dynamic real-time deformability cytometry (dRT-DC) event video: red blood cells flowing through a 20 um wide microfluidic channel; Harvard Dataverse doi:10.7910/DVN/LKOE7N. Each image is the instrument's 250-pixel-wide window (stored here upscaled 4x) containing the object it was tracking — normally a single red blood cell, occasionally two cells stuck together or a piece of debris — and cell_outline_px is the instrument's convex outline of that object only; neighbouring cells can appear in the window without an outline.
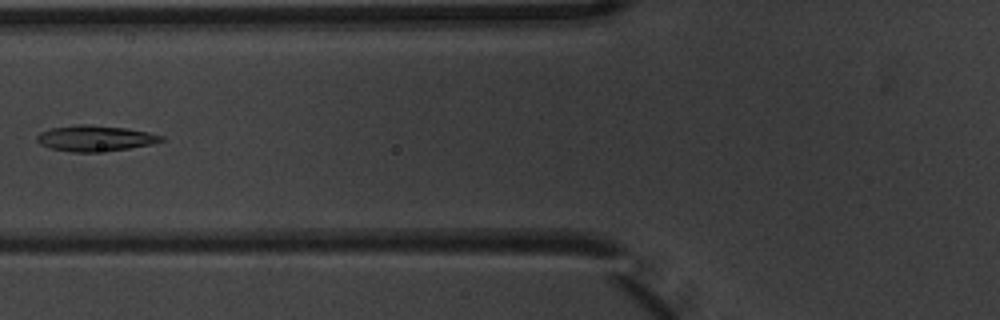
{"species": "common noctule bat (a hibernating species)", "species_latin": "Nyctalus noctula", "temperature_condition": "warm", "stored_images_in_passage": 5, "camera_frame_rate_fps": 3000, "um_per_image_px": 0.085, "animal": {"sex": "male", "body_mass_g": 20.1, "forearm_length_mm": 53.5}, "frame": {"image": 1, "passage_image": 4, "time_ms": 1.0, "image_size_px": [1000, 320], "cell_outline_px": [[164, 140], [152, 144], [128, 148], [92, 152], [72, 152], [52, 148], [40, 144], [36, 140], [36, 136], [40, 132], [52, 128], [76, 124], [88, 124], [128, 128], [148, 132], [164, 136]], "centroid_in_image_um": [8.08, 11.74], "position_along_channel_um": 117.7, "area_um2": 18.61}}
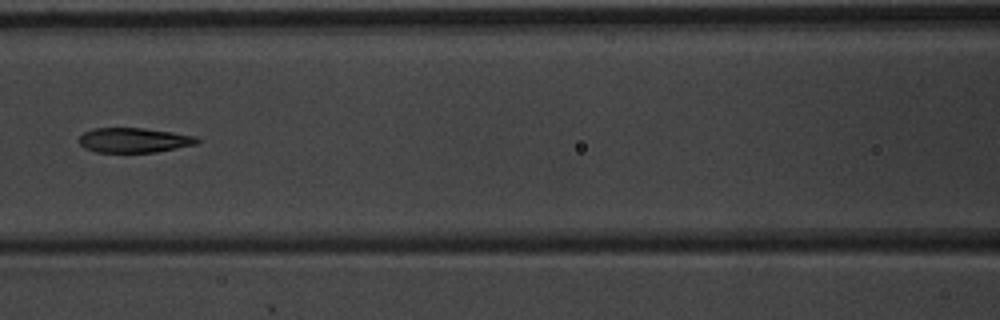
{"frame": {"image": 2, "passage_image": 5, "time_ms": 1.333, "image_size_px": [1000, 320], "cell_outline_px": [[200, 140], [196, 144], [156, 152], [96, 152], [84, 148], [80, 144], [80, 136], [84, 132], [92, 128], [144, 128], [172, 132], [196, 136]], "centroid_in_image_um": [11.38, 11.91], "position_along_channel_um": 155.2, "area_um2": 16.99}}